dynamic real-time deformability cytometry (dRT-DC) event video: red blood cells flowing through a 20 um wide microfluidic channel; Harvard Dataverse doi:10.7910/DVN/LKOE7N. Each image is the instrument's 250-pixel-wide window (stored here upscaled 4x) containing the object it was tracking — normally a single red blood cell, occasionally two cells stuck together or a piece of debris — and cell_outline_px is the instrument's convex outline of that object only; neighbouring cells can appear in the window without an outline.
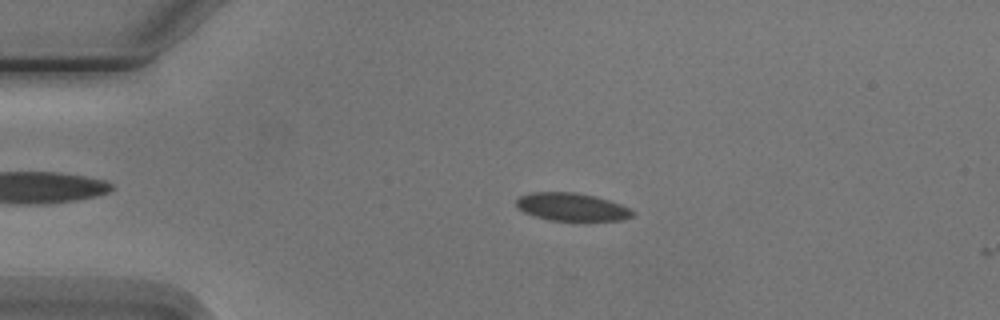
{"species": "Egyptian fruit bat (a non-hibernating species)", "species_latin": "Rousettus aegyptiacus", "temperature_condition": "cold", "stored_images_in_passage": 5, "camera_frame_rate_fps": 3000, "um_per_image_px": 0.085, "animal": {"sex": "male"}, "frame": {"image": 1, "passage_image": 4, "time_ms": 3.667, "image_size_px": [1000, 320], "cell_outline_px": [[636, 212], [632, 216], [624, 220], [548, 220], [524, 212], [516, 208], [516, 200], [520, 196], [528, 192], [576, 192], [596, 196], [620, 204]], "centroid_in_image_um": [48.58, 17.58], "position_along_channel_um": 36.4, "area_um2": 18.9}}